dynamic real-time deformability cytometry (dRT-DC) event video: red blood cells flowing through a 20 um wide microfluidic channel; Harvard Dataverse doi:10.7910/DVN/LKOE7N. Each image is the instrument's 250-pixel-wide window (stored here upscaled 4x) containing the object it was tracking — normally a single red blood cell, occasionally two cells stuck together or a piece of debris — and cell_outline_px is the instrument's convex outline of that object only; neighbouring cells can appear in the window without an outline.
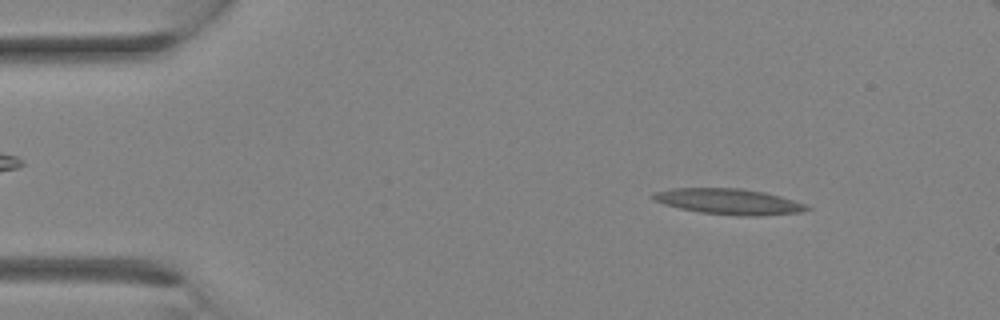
{"species": "Egyptian fruit bat (a non-hibernating species)", "species_latin": "Rousettus aegyptiacus", "temperature_condition": "room temperature", "stored_images_in_passage": 2, "camera_frame_rate_fps": 3000, "um_per_image_px": 0.085, "animal": {"sex": "female"}, "frame": {"image": 1, "passage_image": 2, "time_ms": 2.0, "image_size_px": [1000, 320], "cell_outline_px": [[812, 208], [800, 212], [760, 216], [736, 216], [700, 212], [680, 208], [664, 204], [656, 200], [652, 196], [652, 192], [672, 188], [740, 188], [764, 192], [780, 196], [808, 204]], "centroid_in_image_um": [61.98, 17.13], "position_along_channel_um": 23.0, "area_um2": 23.12}}